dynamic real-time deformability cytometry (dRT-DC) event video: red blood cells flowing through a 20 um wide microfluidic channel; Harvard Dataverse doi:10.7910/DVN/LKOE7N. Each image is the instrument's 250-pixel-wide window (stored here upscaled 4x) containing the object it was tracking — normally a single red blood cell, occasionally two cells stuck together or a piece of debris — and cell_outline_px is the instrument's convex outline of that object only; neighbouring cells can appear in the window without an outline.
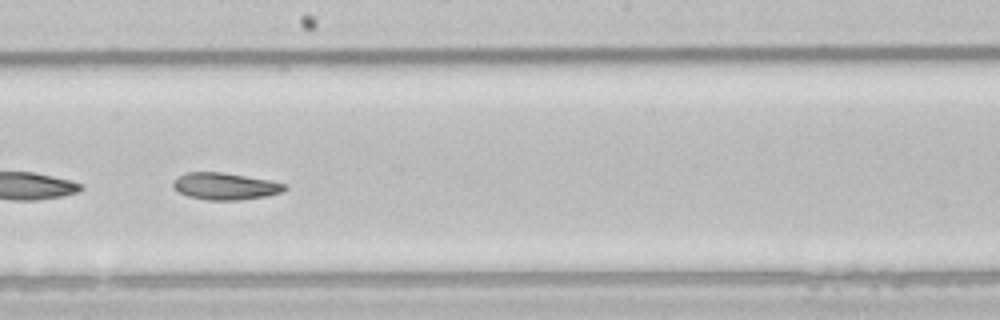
{"species": "common noctule bat (a hibernating species)", "species_latin": "Nyctalus noctula", "temperature_condition": "room temperature", "stored_images_in_passage": 31, "camera_frame_rate_fps": 3000, "um_per_image_px": 0.085, "animal": {"sex": "male", "body_mass_g": 21.5, "forearm_length_mm": 52.0}, "frame": {"image": 1, "passage_image": 18, "time_ms": 5.667, "image_size_px": [1000, 320], "cell_outline_px": [[288, 188], [280, 192], [268, 196], [240, 200], [208, 200], [188, 196], [180, 192], [172, 184], [180, 176], [188, 172], [224, 172], [272, 180], [288, 184]], "centroid_in_image_um": [19.23, 15.83], "position_along_channel_um": 229.0, "area_um2": 17.51}}